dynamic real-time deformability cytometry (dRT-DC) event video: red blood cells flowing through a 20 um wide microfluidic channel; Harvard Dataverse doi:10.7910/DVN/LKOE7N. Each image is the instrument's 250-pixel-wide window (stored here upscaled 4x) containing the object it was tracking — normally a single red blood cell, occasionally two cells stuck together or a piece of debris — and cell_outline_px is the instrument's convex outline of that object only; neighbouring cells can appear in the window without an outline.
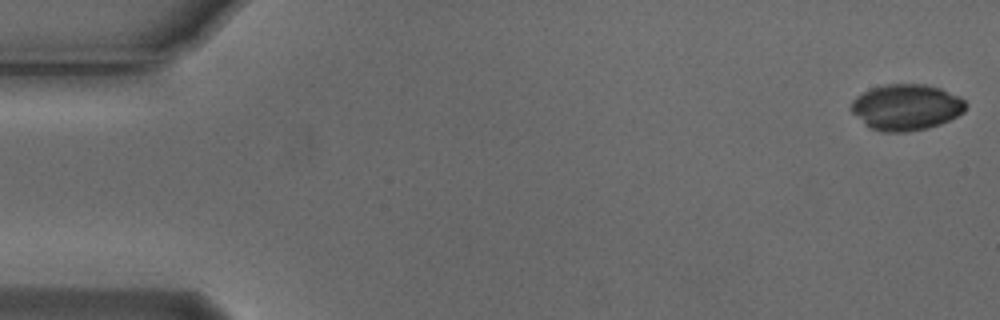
{"species": "Egyptian fruit bat (a non-hibernating species)", "species_latin": "Rousettus aegyptiacus", "temperature_condition": "cold", "stored_images_in_passage": 54, "camera_frame_rate_fps": 3000, "um_per_image_px": 0.085, "animal": {"sex": "male"}, "frame": {"image": 1, "passage_image": 1, "time_ms": 0.0, "image_size_px": [1000, 320], "cell_outline_px": [[968, 104], [964, 112], [940, 124], [928, 128], [908, 132], [884, 132], [872, 128], [864, 124], [852, 112], [852, 100], [856, 96], [872, 88], [884, 84], [924, 84], [940, 88], [960, 96]], "centroid_in_image_um": [77.05, 9.11], "position_along_channel_um": 7.9, "area_um2": 30.75}}
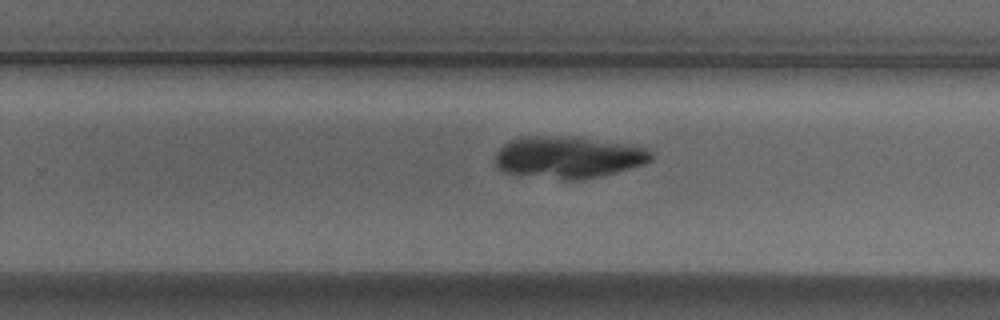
{"frame": {"image": 2, "passage_image": 34, "time_ms": 11.0, "image_size_px": [1000, 320], "cell_outline_px": [[652, 160], [644, 164], [616, 172], [600, 176], [580, 180], [564, 180], [504, 172], [496, 168], [496, 152], [504, 144], [512, 140], [524, 136], [580, 136], [648, 148], [652, 156]], "centroid_in_image_um": [48.3, 13.36], "position_along_channel_um": 281.5, "area_um2": 38.21}}
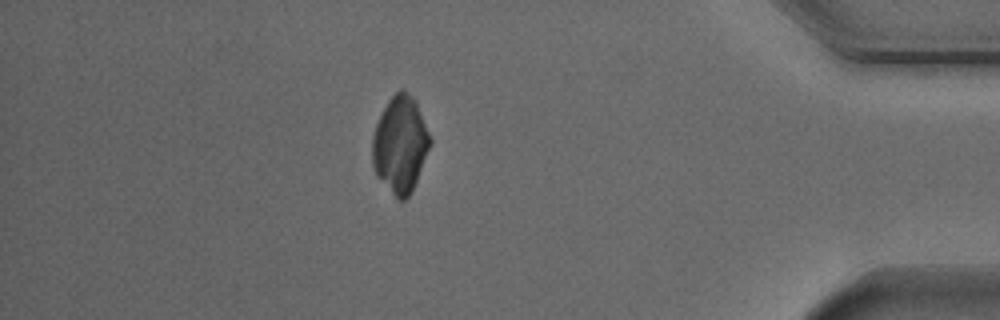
{"frame": {"image": 3, "passage_image": 47, "time_ms": 15.333, "image_size_px": [1000, 320], "cell_outline_px": [[432, 144], [416, 180], [408, 196], [404, 200], [400, 200], [376, 176], [372, 164], [372, 136], [376, 124], [388, 100], [400, 88], [404, 88], [416, 100], [432, 140]], "centroid_in_image_um": [34.02, 12.23], "position_along_channel_um": 401.2, "area_um2": 32.43}}